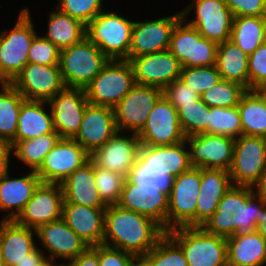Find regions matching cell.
<instances>
[{"label":"cell","mask_w":266,"mask_h":266,"mask_svg":"<svg viewBox=\"0 0 266 266\" xmlns=\"http://www.w3.org/2000/svg\"><path fill=\"white\" fill-rule=\"evenodd\" d=\"M165 234L159 223L145 215L118 204L106 207L104 245L131 253L139 259L153 249Z\"/></svg>","instance_id":"1"},{"label":"cell","mask_w":266,"mask_h":266,"mask_svg":"<svg viewBox=\"0 0 266 266\" xmlns=\"http://www.w3.org/2000/svg\"><path fill=\"white\" fill-rule=\"evenodd\" d=\"M265 206L266 201L254 193L253 187L233 185L201 228L225 238L252 234Z\"/></svg>","instance_id":"2"},{"label":"cell","mask_w":266,"mask_h":266,"mask_svg":"<svg viewBox=\"0 0 266 266\" xmlns=\"http://www.w3.org/2000/svg\"><path fill=\"white\" fill-rule=\"evenodd\" d=\"M166 233L181 247L188 266H228L225 237L201 227H178Z\"/></svg>","instance_id":"3"},{"label":"cell","mask_w":266,"mask_h":266,"mask_svg":"<svg viewBox=\"0 0 266 266\" xmlns=\"http://www.w3.org/2000/svg\"><path fill=\"white\" fill-rule=\"evenodd\" d=\"M109 59L87 37L60 50L59 66L66 88L85 89Z\"/></svg>","instance_id":"4"},{"label":"cell","mask_w":266,"mask_h":266,"mask_svg":"<svg viewBox=\"0 0 266 266\" xmlns=\"http://www.w3.org/2000/svg\"><path fill=\"white\" fill-rule=\"evenodd\" d=\"M133 26L132 20L102 11L86 26V37L109 60H128Z\"/></svg>","instance_id":"5"},{"label":"cell","mask_w":266,"mask_h":266,"mask_svg":"<svg viewBox=\"0 0 266 266\" xmlns=\"http://www.w3.org/2000/svg\"><path fill=\"white\" fill-rule=\"evenodd\" d=\"M12 31L0 33V79L11 83L28 63V51L37 35L28 9L19 12Z\"/></svg>","instance_id":"6"},{"label":"cell","mask_w":266,"mask_h":266,"mask_svg":"<svg viewBox=\"0 0 266 266\" xmlns=\"http://www.w3.org/2000/svg\"><path fill=\"white\" fill-rule=\"evenodd\" d=\"M136 84L128 60H109L85 88L89 104L114 108Z\"/></svg>","instance_id":"7"},{"label":"cell","mask_w":266,"mask_h":266,"mask_svg":"<svg viewBox=\"0 0 266 266\" xmlns=\"http://www.w3.org/2000/svg\"><path fill=\"white\" fill-rule=\"evenodd\" d=\"M201 187V168L191 167L174 177L168 199L167 231L178 227H197V201Z\"/></svg>","instance_id":"8"},{"label":"cell","mask_w":266,"mask_h":266,"mask_svg":"<svg viewBox=\"0 0 266 266\" xmlns=\"http://www.w3.org/2000/svg\"><path fill=\"white\" fill-rule=\"evenodd\" d=\"M182 18L175 26L170 40L169 51L178 59L182 67H202L216 65L218 44L204 38L199 31L183 23Z\"/></svg>","instance_id":"9"},{"label":"cell","mask_w":266,"mask_h":266,"mask_svg":"<svg viewBox=\"0 0 266 266\" xmlns=\"http://www.w3.org/2000/svg\"><path fill=\"white\" fill-rule=\"evenodd\" d=\"M266 167V138L241 135L235 138L231 167L233 185L250 186L259 180Z\"/></svg>","instance_id":"10"},{"label":"cell","mask_w":266,"mask_h":266,"mask_svg":"<svg viewBox=\"0 0 266 266\" xmlns=\"http://www.w3.org/2000/svg\"><path fill=\"white\" fill-rule=\"evenodd\" d=\"M162 95L163 90L158 87L136 83L113 108L117 130L128 129L138 134Z\"/></svg>","instance_id":"11"},{"label":"cell","mask_w":266,"mask_h":266,"mask_svg":"<svg viewBox=\"0 0 266 266\" xmlns=\"http://www.w3.org/2000/svg\"><path fill=\"white\" fill-rule=\"evenodd\" d=\"M191 10H196V18L188 24L204 38L217 44L230 39L234 16L224 0H195L181 10L183 19Z\"/></svg>","instance_id":"12"},{"label":"cell","mask_w":266,"mask_h":266,"mask_svg":"<svg viewBox=\"0 0 266 266\" xmlns=\"http://www.w3.org/2000/svg\"><path fill=\"white\" fill-rule=\"evenodd\" d=\"M11 84L25 100L36 101H49L66 88L59 65L29 62Z\"/></svg>","instance_id":"13"},{"label":"cell","mask_w":266,"mask_h":266,"mask_svg":"<svg viewBox=\"0 0 266 266\" xmlns=\"http://www.w3.org/2000/svg\"><path fill=\"white\" fill-rule=\"evenodd\" d=\"M137 136L140 144L149 146L171 145L185 141L177 109L164 95L155 103Z\"/></svg>","instance_id":"14"},{"label":"cell","mask_w":266,"mask_h":266,"mask_svg":"<svg viewBox=\"0 0 266 266\" xmlns=\"http://www.w3.org/2000/svg\"><path fill=\"white\" fill-rule=\"evenodd\" d=\"M90 159V154L74 139L61 138L45 156L36 174L42 183H62Z\"/></svg>","instance_id":"15"},{"label":"cell","mask_w":266,"mask_h":266,"mask_svg":"<svg viewBox=\"0 0 266 266\" xmlns=\"http://www.w3.org/2000/svg\"><path fill=\"white\" fill-rule=\"evenodd\" d=\"M63 201L60 183L41 182L14 221L19 225L37 230L46 223L62 218Z\"/></svg>","instance_id":"16"},{"label":"cell","mask_w":266,"mask_h":266,"mask_svg":"<svg viewBox=\"0 0 266 266\" xmlns=\"http://www.w3.org/2000/svg\"><path fill=\"white\" fill-rule=\"evenodd\" d=\"M182 13L150 21H134L128 61L134 57L169 49L172 32Z\"/></svg>","instance_id":"17"},{"label":"cell","mask_w":266,"mask_h":266,"mask_svg":"<svg viewBox=\"0 0 266 266\" xmlns=\"http://www.w3.org/2000/svg\"><path fill=\"white\" fill-rule=\"evenodd\" d=\"M190 146L192 167L229 170L232 163L235 139L208 133L186 135Z\"/></svg>","instance_id":"18"},{"label":"cell","mask_w":266,"mask_h":266,"mask_svg":"<svg viewBox=\"0 0 266 266\" xmlns=\"http://www.w3.org/2000/svg\"><path fill=\"white\" fill-rule=\"evenodd\" d=\"M127 178L143 187L170 194L174 177L168 175L165 164V145L149 146L140 144L138 159Z\"/></svg>","instance_id":"19"},{"label":"cell","mask_w":266,"mask_h":266,"mask_svg":"<svg viewBox=\"0 0 266 266\" xmlns=\"http://www.w3.org/2000/svg\"><path fill=\"white\" fill-rule=\"evenodd\" d=\"M47 104L52 112L53 125L60 138L73 139L78 133L89 104L83 88H65L52 97Z\"/></svg>","instance_id":"20"},{"label":"cell","mask_w":266,"mask_h":266,"mask_svg":"<svg viewBox=\"0 0 266 266\" xmlns=\"http://www.w3.org/2000/svg\"><path fill=\"white\" fill-rule=\"evenodd\" d=\"M130 62L137 84L163 90L173 81L180 79L182 65L169 50L134 57Z\"/></svg>","instance_id":"21"},{"label":"cell","mask_w":266,"mask_h":266,"mask_svg":"<svg viewBox=\"0 0 266 266\" xmlns=\"http://www.w3.org/2000/svg\"><path fill=\"white\" fill-rule=\"evenodd\" d=\"M168 199L165 192L139 186L126 177L118 205L153 219L167 232Z\"/></svg>","instance_id":"22"},{"label":"cell","mask_w":266,"mask_h":266,"mask_svg":"<svg viewBox=\"0 0 266 266\" xmlns=\"http://www.w3.org/2000/svg\"><path fill=\"white\" fill-rule=\"evenodd\" d=\"M119 134L118 131L103 146L90 154V159L101 168L127 177L138 159L140 140L134 133L131 137Z\"/></svg>","instance_id":"23"},{"label":"cell","mask_w":266,"mask_h":266,"mask_svg":"<svg viewBox=\"0 0 266 266\" xmlns=\"http://www.w3.org/2000/svg\"><path fill=\"white\" fill-rule=\"evenodd\" d=\"M117 132L113 108L88 104L80 129L73 139L92 154Z\"/></svg>","instance_id":"24"},{"label":"cell","mask_w":266,"mask_h":266,"mask_svg":"<svg viewBox=\"0 0 266 266\" xmlns=\"http://www.w3.org/2000/svg\"><path fill=\"white\" fill-rule=\"evenodd\" d=\"M36 236L51 253L48 257L51 261L55 257L70 261L89 247L62 218L40 226L36 230Z\"/></svg>","instance_id":"25"},{"label":"cell","mask_w":266,"mask_h":266,"mask_svg":"<svg viewBox=\"0 0 266 266\" xmlns=\"http://www.w3.org/2000/svg\"><path fill=\"white\" fill-rule=\"evenodd\" d=\"M106 208L63 202L62 219L89 246L103 243Z\"/></svg>","instance_id":"26"},{"label":"cell","mask_w":266,"mask_h":266,"mask_svg":"<svg viewBox=\"0 0 266 266\" xmlns=\"http://www.w3.org/2000/svg\"><path fill=\"white\" fill-rule=\"evenodd\" d=\"M63 202L92 208H106L95 183L94 163L89 159L62 183Z\"/></svg>","instance_id":"27"},{"label":"cell","mask_w":266,"mask_h":266,"mask_svg":"<svg viewBox=\"0 0 266 266\" xmlns=\"http://www.w3.org/2000/svg\"><path fill=\"white\" fill-rule=\"evenodd\" d=\"M232 186L228 170L201 168V187L197 201V227H201L211 217L220 200Z\"/></svg>","instance_id":"28"},{"label":"cell","mask_w":266,"mask_h":266,"mask_svg":"<svg viewBox=\"0 0 266 266\" xmlns=\"http://www.w3.org/2000/svg\"><path fill=\"white\" fill-rule=\"evenodd\" d=\"M40 183L41 180L36 171H31L28 175L17 179H10L9 172L4 175L0 179V210L11 212L3 220L14 221Z\"/></svg>","instance_id":"29"},{"label":"cell","mask_w":266,"mask_h":266,"mask_svg":"<svg viewBox=\"0 0 266 266\" xmlns=\"http://www.w3.org/2000/svg\"><path fill=\"white\" fill-rule=\"evenodd\" d=\"M0 247L4 266H15L35 248L33 234L36 230L19 225L12 220L0 222Z\"/></svg>","instance_id":"30"},{"label":"cell","mask_w":266,"mask_h":266,"mask_svg":"<svg viewBox=\"0 0 266 266\" xmlns=\"http://www.w3.org/2000/svg\"><path fill=\"white\" fill-rule=\"evenodd\" d=\"M44 103L47 101L24 100L22 102L16 136L10 143L11 147L21 140L34 139L55 132L52 112L47 114Z\"/></svg>","instance_id":"31"},{"label":"cell","mask_w":266,"mask_h":266,"mask_svg":"<svg viewBox=\"0 0 266 266\" xmlns=\"http://www.w3.org/2000/svg\"><path fill=\"white\" fill-rule=\"evenodd\" d=\"M226 239L228 266H262L266 263V240L257 231Z\"/></svg>","instance_id":"32"},{"label":"cell","mask_w":266,"mask_h":266,"mask_svg":"<svg viewBox=\"0 0 266 266\" xmlns=\"http://www.w3.org/2000/svg\"><path fill=\"white\" fill-rule=\"evenodd\" d=\"M248 56L230 39L218 44L216 66L221 78L249 90Z\"/></svg>","instance_id":"33"},{"label":"cell","mask_w":266,"mask_h":266,"mask_svg":"<svg viewBox=\"0 0 266 266\" xmlns=\"http://www.w3.org/2000/svg\"><path fill=\"white\" fill-rule=\"evenodd\" d=\"M242 135L266 138V102L257 90H247L237 105Z\"/></svg>","instance_id":"34"},{"label":"cell","mask_w":266,"mask_h":266,"mask_svg":"<svg viewBox=\"0 0 266 266\" xmlns=\"http://www.w3.org/2000/svg\"><path fill=\"white\" fill-rule=\"evenodd\" d=\"M47 30L44 38L60 50L77 44L86 37V25L59 10L50 13Z\"/></svg>","instance_id":"35"},{"label":"cell","mask_w":266,"mask_h":266,"mask_svg":"<svg viewBox=\"0 0 266 266\" xmlns=\"http://www.w3.org/2000/svg\"><path fill=\"white\" fill-rule=\"evenodd\" d=\"M230 40L246 54H252L266 42V17H234Z\"/></svg>","instance_id":"36"},{"label":"cell","mask_w":266,"mask_h":266,"mask_svg":"<svg viewBox=\"0 0 266 266\" xmlns=\"http://www.w3.org/2000/svg\"><path fill=\"white\" fill-rule=\"evenodd\" d=\"M0 87V142L10 144L16 136L20 108L25 98L11 83H3Z\"/></svg>","instance_id":"37"},{"label":"cell","mask_w":266,"mask_h":266,"mask_svg":"<svg viewBox=\"0 0 266 266\" xmlns=\"http://www.w3.org/2000/svg\"><path fill=\"white\" fill-rule=\"evenodd\" d=\"M59 134H44L29 140H21L13 147L14 156L29 166L32 171H37L44 161L45 156L60 140Z\"/></svg>","instance_id":"38"},{"label":"cell","mask_w":266,"mask_h":266,"mask_svg":"<svg viewBox=\"0 0 266 266\" xmlns=\"http://www.w3.org/2000/svg\"><path fill=\"white\" fill-rule=\"evenodd\" d=\"M140 266H188L181 247L166 233L146 255L139 258Z\"/></svg>","instance_id":"39"},{"label":"cell","mask_w":266,"mask_h":266,"mask_svg":"<svg viewBox=\"0 0 266 266\" xmlns=\"http://www.w3.org/2000/svg\"><path fill=\"white\" fill-rule=\"evenodd\" d=\"M208 134L228 136L233 139L242 135L238 106L209 107Z\"/></svg>","instance_id":"40"},{"label":"cell","mask_w":266,"mask_h":266,"mask_svg":"<svg viewBox=\"0 0 266 266\" xmlns=\"http://www.w3.org/2000/svg\"><path fill=\"white\" fill-rule=\"evenodd\" d=\"M247 89L239 83L221 79L200 95L208 107L230 108L237 106Z\"/></svg>","instance_id":"41"},{"label":"cell","mask_w":266,"mask_h":266,"mask_svg":"<svg viewBox=\"0 0 266 266\" xmlns=\"http://www.w3.org/2000/svg\"><path fill=\"white\" fill-rule=\"evenodd\" d=\"M177 112L185 136L208 133L209 107L201 99L182 104Z\"/></svg>","instance_id":"42"},{"label":"cell","mask_w":266,"mask_h":266,"mask_svg":"<svg viewBox=\"0 0 266 266\" xmlns=\"http://www.w3.org/2000/svg\"><path fill=\"white\" fill-rule=\"evenodd\" d=\"M95 183L102 201L107 205L119 203L125 176L110 172L94 163Z\"/></svg>","instance_id":"43"},{"label":"cell","mask_w":266,"mask_h":266,"mask_svg":"<svg viewBox=\"0 0 266 266\" xmlns=\"http://www.w3.org/2000/svg\"><path fill=\"white\" fill-rule=\"evenodd\" d=\"M217 66L182 67L180 80L198 94L204 93L221 80Z\"/></svg>","instance_id":"44"},{"label":"cell","mask_w":266,"mask_h":266,"mask_svg":"<svg viewBox=\"0 0 266 266\" xmlns=\"http://www.w3.org/2000/svg\"><path fill=\"white\" fill-rule=\"evenodd\" d=\"M102 0H59L57 10L88 25L100 12Z\"/></svg>","instance_id":"45"},{"label":"cell","mask_w":266,"mask_h":266,"mask_svg":"<svg viewBox=\"0 0 266 266\" xmlns=\"http://www.w3.org/2000/svg\"><path fill=\"white\" fill-rule=\"evenodd\" d=\"M60 49L44 36L36 35L28 51V62L40 65H59Z\"/></svg>","instance_id":"46"},{"label":"cell","mask_w":266,"mask_h":266,"mask_svg":"<svg viewBox=\"0 0 266 266\" xmlns=\"http://www.w3.org/2000/svg\"><path fill=\"white\" fill-rule=\"evenodd\" d=\"M185 145L187 146L186 141L165 145V164L168 167V175L176 177L192 167L190 154Z\"/></svg>","instance_id":"47"},{"label":"cell","mask_w":266,"mask_h":266,"mask_svg":"<svg viewBox=\"0 0 266 266\" xmlns=\"http://www.w3.org/2000/svg\"><path fill=\"white\" fill-rule=\"evenodd\" d=\"M249 90L266 86V42L248 56Z\"/></svg>","instance_id":"48"},{"label":"cell","mask_w":266,"mask_h":266,"mask_svg":"<svg viewBox=\"0 0 266 266\" xmlns=\"http://www.w3.org/2000/svg\"><path fill=\"white\" fill-rule=\"evenodd\" d=\"M163 95L178 110L182 104L193 103L201 99L200 94L188 87L182 80L177 79L163 89Z\"/></svg>","instance_id":"49"},{"label":"cell","mask_w":266,"mask_h":266,"mask_svg":"<svg viewBox=\"0 0 266 266\" xmlns=\"http://www.w3.org/2000/svg\"><path fill=\"white\" fill-rule=\"evenodd\" d=\"M100 266H137L139 259L128 252L99 244Z\"/></svg>","instance_id":"50"},{"label":"cell","mask_w":266,"mask_h":266,"mask_svg":"<svg viewBox=\"0 0 266 266\" xmlns=\"http://www.w3.org/2000/svg\"><path fill=\"white\" fill-rule=\"evenodd\" d=\"M234 17H266V0H224Z\"/></svg>","instance_id":"51"},{"label":"cell","mask_w":266,"mask_h":266,"mask_svg":"<svg viewBox=\"0 0 266 266\" xmlns=\"http://www.w3.org/2000/svg\"><path fill=\"white\" fill-rule=\"evenodd\" d=\"M65 266H100L99 245L88 247L83 253L70 260Z\"/></svg>","instance_id":"52"},{"label":"cell","mask_w":266,"mask_h":266,"mask_svg":"<svg viewBox=\"0 0 266 266\" xmlns=\"http://www.w3.org/2000/svg\"><path fill=\"white\" fill-rule=\"evenodd\" d=\"M45 259L46 256H44V253H42V251L36 247L32 252L25 255L24 259H22L20 262H17L15 266H38Z\"/></svg>","instance_id":"53"},{"label":"cell","mask_w":266,"mask_h":266,"mask_svg":"<svg viewBox=\"0 0 266 266\" xmlns=\"http://www.w3.org/2000/svg\"><path fill=\"white\" fill-rule=\"evenodd\" d=\"M12 147L10 144L0 142V179L8 173L9 157Z\"/></svg>","instance_id":"54"},{"label":"cell","mask_w":266,"mask_h":266,"mask_svg":"<svg viewBox=\"0 0 266 266\" xmlns=\"http://www.w3.org/2000/svg\"><path fill=\"white\" fill-rule=\"evenodd\" d=\"M256 195L262 197L266 201V167L262 172L259 180L253 185Z\"/></svg>","instance_id":"55"},{"label":"cell","mask_w":266,"mask_h":266,"mask_svg":"<svg viewBox=\"0 0 266 266\" xmlns=\"http://www.w3.org/2000/svg\"><path fill=\"white\" fill-rule=\"evenodd\" d=\"M256 231L266 240V206L261 218L257 221Z\"/></svg>","instance_id":"56"},{"label":"cell","mask_w":266,"mask_h":266,"mask_svg":"<svg viewBox=\"0 0 266 266\" xmlns=\"http://www.w3.org/2000/svg\"><path fill=\"white\" fill-rule=\"evenodd\" d=\"M38 266H60V265H56L55 261H51L48 258H46L40 265Z\"/></svg>","instance_id":"57"},{"label":"cell","mask_w":266,"mask_h":266,"mask_svg":"<svg viewBox=\"0 0 266 266\" xmlns=\"http://www.w3.org/2000/svg\"><path fill=\"white\" fill-rule=\"evenodd\" d=\"M257 91L263 96L266 102V86L260 87L259 89H257Z\"/></svg>","instance_id":"58"},{"label":"cell","mask_w":266,"mask_h":266,"mask_svg":"<svg viewBox=\"0 0 266 266\" xmlns=\"http://www.w3.org/2000/svg\"><path fill=\"white\" fill-rule=\"evenodd\" d=\"M0 266H4L3 261H2V255H1V247H0Z\"/></svg>","instance_id":"59"}]
</instances>
